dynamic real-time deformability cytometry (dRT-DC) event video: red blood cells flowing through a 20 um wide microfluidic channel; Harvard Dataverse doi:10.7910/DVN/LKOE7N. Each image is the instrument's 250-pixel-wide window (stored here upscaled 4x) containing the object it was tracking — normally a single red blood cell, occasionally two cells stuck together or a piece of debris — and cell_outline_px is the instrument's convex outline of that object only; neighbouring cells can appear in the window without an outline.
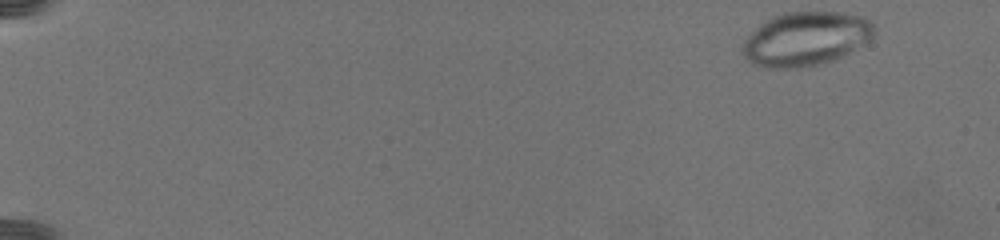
{"species": "common noctule bat (a hibernating species)", "species_latin": "Nyctalus noctula", "temperature_condition": "warm", "stored_images_in_passage": 18, "camera_frame_rate_fps": 3000, "um_per_image_px": 0.085, "animal": {"sex": "female", "body_mass_g": 19.5, "forearm_length_mm": 54.1}, "frame": {"image": 1, "passage_image": 1, "time_ms": 0.0, "image_size_px": [1000, 240], "cell_outline_px": [[876, 28], [872, 36], [868, 40], [848, 52], [832, 60], [820, 64], [800, 68], [764, 68], [752, 64], [744, 56], [740, 48], [744, 40], [760, 24], [784, 12], [840, 12], [864, 16], [872, 20]], "centroid_in_image_um": [68.48, 3.3], "position_along_channel_um": 16.5, "area_um2": 41.33}}
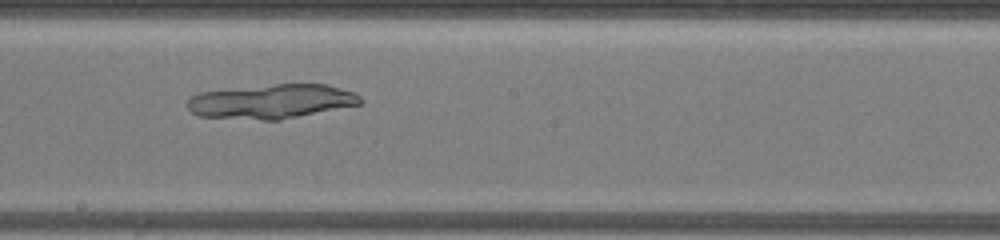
{"frame": {"image": 2, "passage_image": 15, "time_ms": 13.0, "image_size_px": [1000, 240], "cell_outline_px": [[364, 100], [360, 104], [280, 120], [260, 120], [196, 116], [188, 108], [188, 100], [192, 96], [200, 92], [276, 84], [328, 84], [356, 92]], "centroid_in_image_um": [23.12, 8.62], "position_along_channel_um": 225.1, "area_um2": 34.56}}
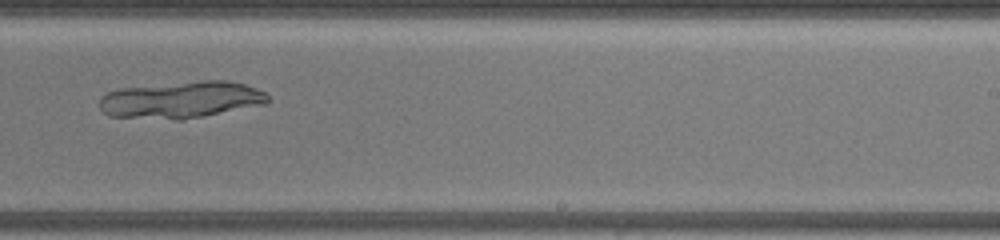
{"frame": {"image": 3, "passage_image": 17, "time_ms": 14.667, "image_size_px": [1000, 240], "cell_outline_px": [[272, 100], [268, 104], [184, 120], [176, 120], [108, 116], [100, 108], [100, 96], [108, 92], [120, 88], [204, 80], [224, 80], [244, 84], [268, 92]], "centroid_in_image_um": [15.47, 8.49], "position_along_channel_um": 273.5, "area_um2": 36.65}}